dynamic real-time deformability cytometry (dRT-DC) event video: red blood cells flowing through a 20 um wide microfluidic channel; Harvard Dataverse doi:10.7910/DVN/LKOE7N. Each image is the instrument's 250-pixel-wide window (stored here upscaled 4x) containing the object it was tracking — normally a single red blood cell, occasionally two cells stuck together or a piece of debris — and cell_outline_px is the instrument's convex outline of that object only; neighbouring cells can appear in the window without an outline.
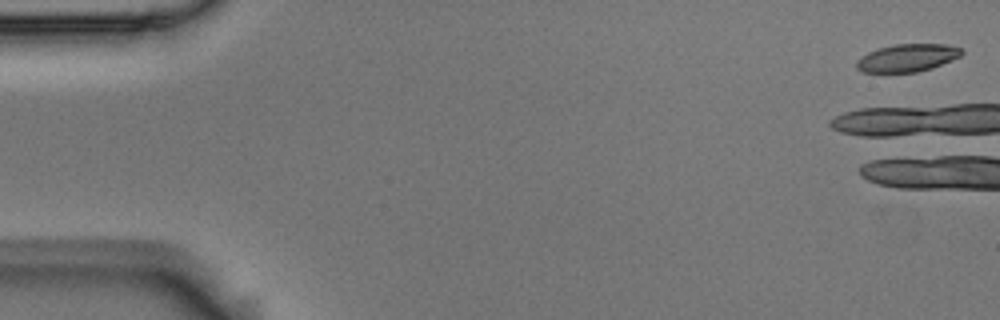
{"species": "Egyptian fruit bat (a non-hibernating species)", "species_latin": "Rousettus aegyptiacus", "temperature_condition": "room temperature", "stored_images_in_passage": 7, "camera_frame_rate_fps": 3000, "um_per_image_px": 0.085, "animal": {"sex": "male"}, "frame": {"image": 1, "passage_image": 1, "time_ms": 0.0, "image_size_px": [1000, 320], "cell_outline_px": [[964, 52], [960, 56], [932, 68], [916, 72], [864, 72], [856, 68], [856, 60], [868, 52], [880, 48], [896, 44], [944, 44], [960, 48]], "centroid_in_image_um": [77.11, 4.92], "position_along_channel_um": 7.9, "area_um2": 16.76}}